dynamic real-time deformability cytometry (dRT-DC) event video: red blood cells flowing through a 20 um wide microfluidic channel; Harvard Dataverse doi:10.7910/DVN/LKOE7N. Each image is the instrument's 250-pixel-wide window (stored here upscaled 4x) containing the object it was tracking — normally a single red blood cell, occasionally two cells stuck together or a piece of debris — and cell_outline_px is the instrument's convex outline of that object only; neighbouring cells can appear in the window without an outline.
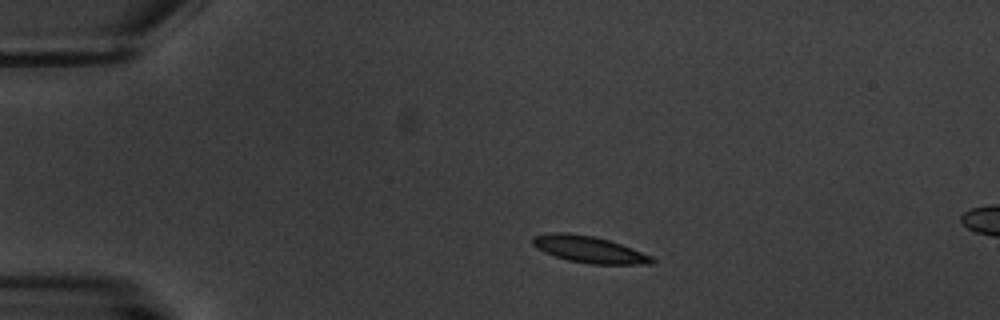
{"species": "common noctule bat (a hibernating species)", "species_latin": "Nyctalus noctula", "temperature_condition": "warm", "stored_images_in_passage": 4, "camera_frame_rate_fps": 3000, "um_per_image_px": 0.085, "animal": {"sex": "male", "body_mass_g": 20.1, "forearm_length_mm": 53.5}, "frame": {"image": 1, "passage_image": 1, "time_ms": 0.0, "image_size_px": [1000, 320], "cell_outline_px": [[656, 260], [652, 264], [592, 264], [568, 260], [544, 252], [536, 248], [532, 244], [532, 236], [552, 232], [568, 232], [592, 236], [608, 240], [632, 248], [652, 256]], "centroid_in_image_um": [50.06, 21.19], "position_along_channel_um": 34.9, "area_um2": 18.5}}